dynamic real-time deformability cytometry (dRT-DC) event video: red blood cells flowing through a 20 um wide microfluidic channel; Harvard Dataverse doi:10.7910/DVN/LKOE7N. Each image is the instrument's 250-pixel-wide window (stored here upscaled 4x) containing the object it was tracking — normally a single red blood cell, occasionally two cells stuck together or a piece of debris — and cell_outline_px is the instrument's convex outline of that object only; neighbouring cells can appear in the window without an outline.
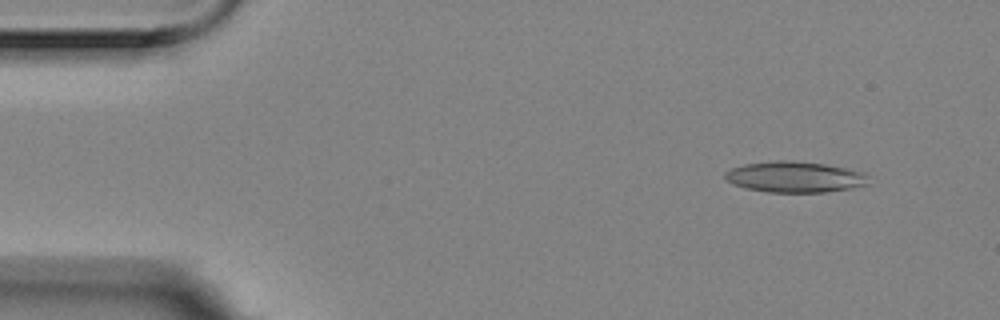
{"species": "Egyptian fruit bat (a non-hibernating species)", "species_latin": "Rousettus aegyptiacus", "temperature_condition": "room temperature", "stored_images_in_passage": 5, "camera_frame_rate_fps": 3000, "um_per_image_px": 0.085, "animal": {"sex": "female"}, "frame": {"image": 1, "passage_image": 1, "time_ms": 0.0, "image_size_px": [1000, 320], "cell_outline_px": [[868, 184], [852, 188], [824, 192], [768, 192], [748, 188], [732, 184], [724, 180], [724, 172], [732, 168], [744, 164], [776, 160], [792, 160], [824, 164], [864, 172], [868, 176]], "centroid_in_image_um": [67.53, 15.03], "position_along_channel_um": 17.5, "area_um2": 25.89}}
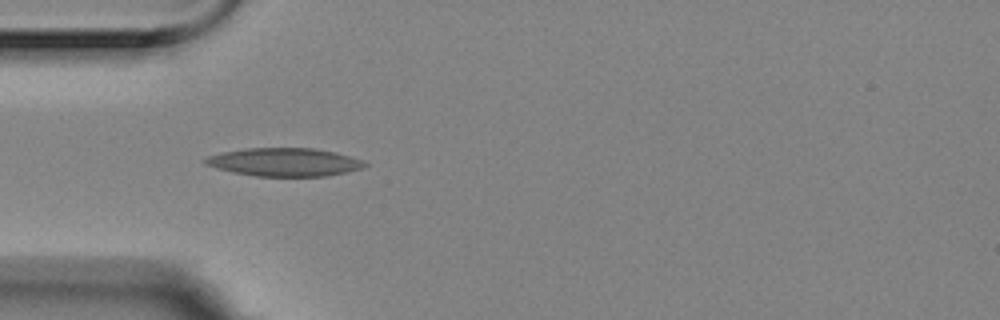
{"frame": {"image": 2, "passage_image": 4, "time_ms": 1.0, "image_size_px": [1000, 320], "cell_outline_px": [[368, 164], [364, 168], [348, 172], [328, 176], [256, 176], [232, 172], [216, 168], [204, 164], [204, 160], [208, 156], [224, 152], [244, 148], [312, 148], [336, 152], [360, 160]], "centroid_in_image_um": [24.18, 13.78], "position_along_channel_um": 60.8, "area_um2": 26.18}}
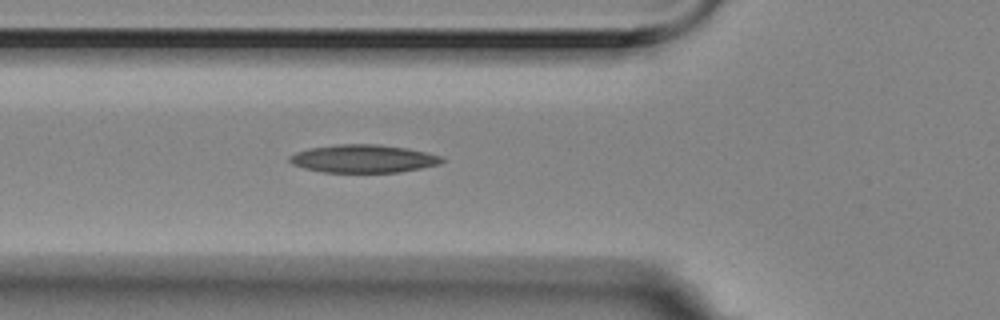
{"frame": {"image": 3, "passage_image": 5, "time_ms": 1.333, "image_size_px": [1000, 320], "cell_outline_px": [[444, 160], [440, 164], [400, 172], [324, 172], [304, 168], [292, 164], [288, 160], [288, 156], [296, 152], [308, 148], [336, 144], [380, 144], [408, 148], [444, 156]], "centroid_in_image_um": [30.88, 13.48], "position_along_channel_um": 94.9, "area_um2": 25.03}}